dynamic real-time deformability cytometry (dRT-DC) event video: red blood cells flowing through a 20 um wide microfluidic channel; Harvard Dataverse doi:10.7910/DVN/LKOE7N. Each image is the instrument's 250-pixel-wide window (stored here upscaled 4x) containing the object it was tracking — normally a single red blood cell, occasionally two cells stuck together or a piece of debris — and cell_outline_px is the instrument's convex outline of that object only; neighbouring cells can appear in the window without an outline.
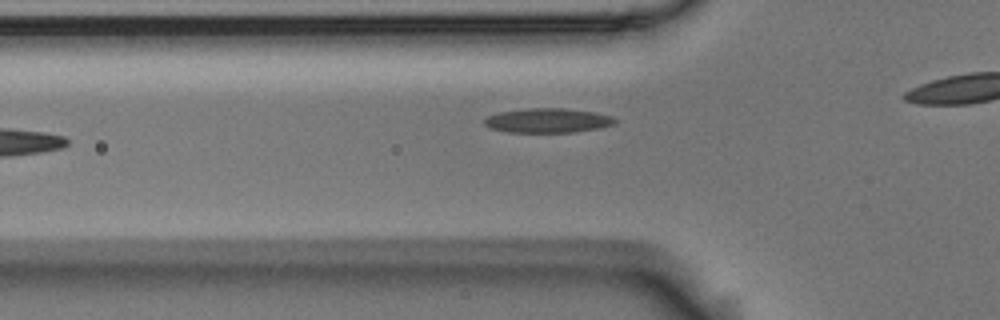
{"species": "Egyptian fruit bat (a non-hibernating species)", "species_latin": "Rousettus aegyptiacus", "temperature_condition": "room temperature", "stored_images_in_passage": 25, "camera_frame_rate_fps": 3000, "um_per_image_px": 0.085, "animal": {"sex": "male"}, "frame": {"image": 1, "passage_image": 2, "time_ms": 0.333, "image_size_px": [1000, 320], "cell_outline_px": [[616, 124], [600, 128], [576, 132], [508, 132], [492, 128], [484, 124], [484, 120], [488, 116], [500, 112], [528, 108], [564, 108], [592, 112], [612, 116], [616, 120]], "centroid_in_image_um": [46.59, 10.24], "position_along_channel_um": 79.2, "area_um2": 18.5}}
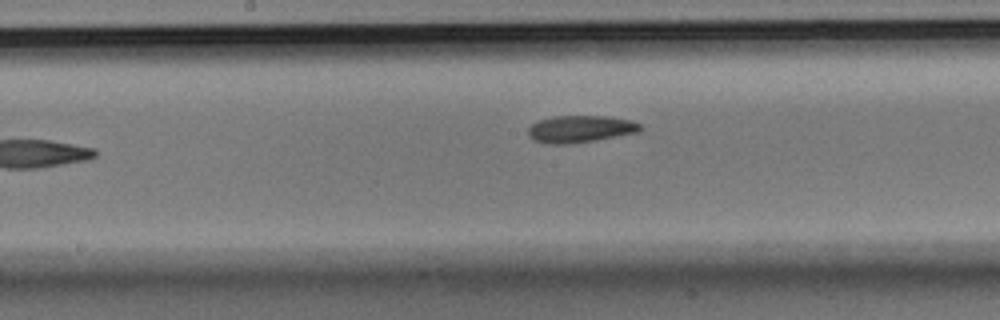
{"frame": {"image": 2, "passage_image": 12, "time_ms": 3.667, "image_size_px": [1000, 320], "cell_outline_px": [[644, 128], [640, 132], [596, 140], [568, 144], [548, 144], [532, 140], [528, 136], [528, 128], [532, 124], [540, 120], [552, 116], [604, 116], [632, 120], [640, 124]], "centroid_in_image_um": [49.33, 10.97], "position_along_channel_um": 198.9, "area_um2": 17.86}}
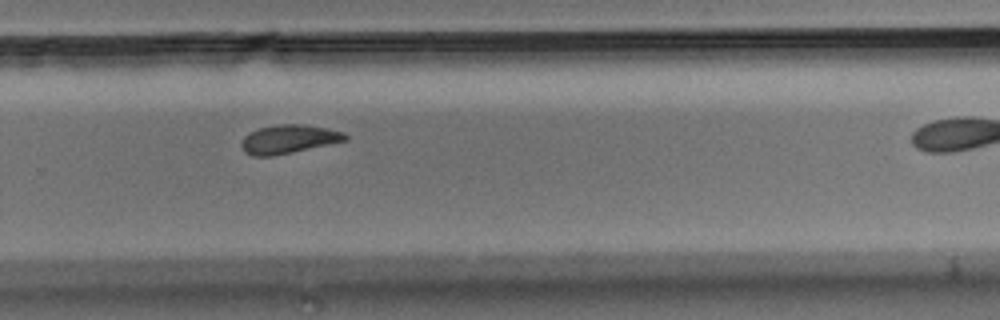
{"frame": {"image": 3, "passage_image": 21, "time_ms": 6.667, "image_size_px": [1000, 320], "cell_outline_px": [[348, 140], [292, 152], [272, 156], [252, 156], [244, 152], [240, 144], [244, 136], [260, 128], [280, 124], [304, 124], [344, 132], [348, 136]], "centroid_in_image_um": [24.53, 11.83], "position_along_channel_um": 305.3, "area_um2": 17.17}}